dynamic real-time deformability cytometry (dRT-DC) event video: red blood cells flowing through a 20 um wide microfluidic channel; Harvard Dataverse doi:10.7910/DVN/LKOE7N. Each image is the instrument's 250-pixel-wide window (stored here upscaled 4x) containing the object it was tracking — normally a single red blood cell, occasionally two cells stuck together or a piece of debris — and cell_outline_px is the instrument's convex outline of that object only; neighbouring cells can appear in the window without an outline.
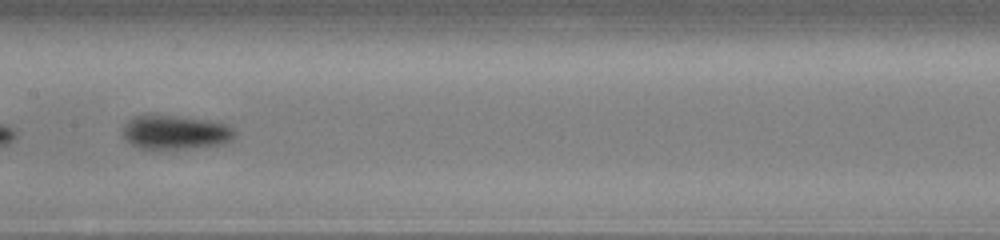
{"species": "common noctule bat (a hibernating species)", "species_latin": "Nyctalus noctula", "temperature_condition": "cold", "stored_images_in_passage": 27, "camera_frame_rate_fps": 3000, "um_per_image_px": 0.085, "animal": {"sex": "male", "body_mass_g": 13.0, "forearm_length_mm": 53.1}, "frame": {"image": 1, "passage_image": 20, "time_ms": 6.333, "image_size_px": [1000, 240], "cell_outline_px": [[236, 136], [220, 144], [192, 148], [140, 148], [132, 144], [124, 136], [124, 124], [132, 116], [148, 112], [152, 112], [208, 120], [224, 124], [232, 128]], "centroid_in_image_um": [14.84, 11.19], "position_along_channel_um": 192.6, "area_um2": 22.37}}
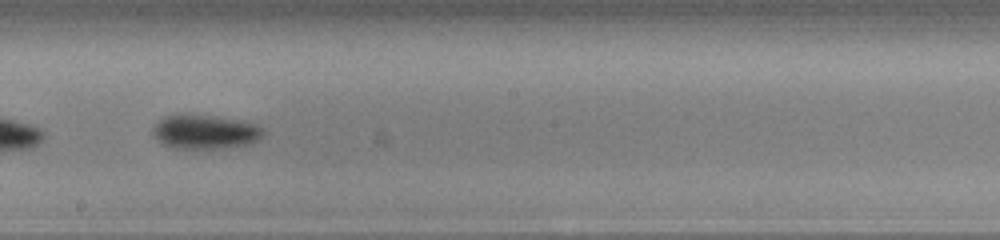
{"frame": {"image": 2, "passage_image": 23, "time_ms": 7.333, "image_size_px": [1000, 240], "cell_outline_px": [[268, 132], [264, 136], [252, 144], [232, 148], [172, 148], [156, 140], [152, 132], [152, 128], [164, 116], [216, 116], [240, 120], [256, 124], [264, 128]], "centroid_in_image_um": [17.53, 11.24], "position_along_channel_um": 230.7, "area_um2": 22.08}}